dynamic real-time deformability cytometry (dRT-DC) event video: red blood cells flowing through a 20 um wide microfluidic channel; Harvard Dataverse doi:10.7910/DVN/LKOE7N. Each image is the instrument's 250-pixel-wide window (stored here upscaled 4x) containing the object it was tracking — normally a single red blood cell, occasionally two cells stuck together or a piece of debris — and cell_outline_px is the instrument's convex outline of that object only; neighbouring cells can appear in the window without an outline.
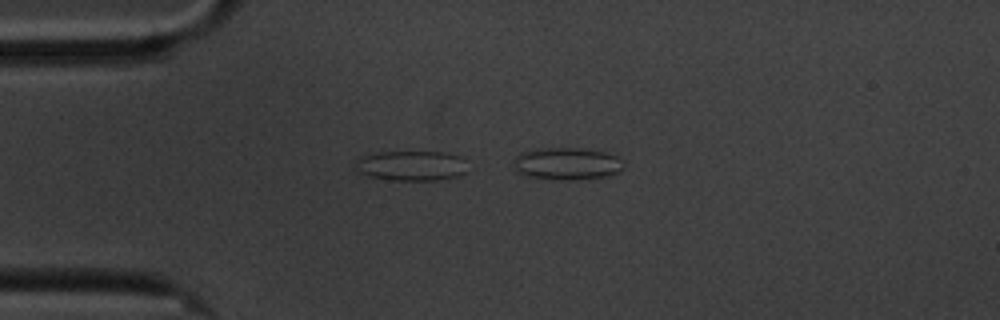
{"species": "common noctule bat (a hibernating species)", "species_latin": "Nyctalus noctula", "temperature_condition": "cold", "stored_images_in_passage": 16, "segment_of_instrument_passage": [1, 2], "camera_frame_rate_fps": 3000, "um_per_image_px": 0.085, "animal": {"sex": "male", "body_mass_g": 20.1, "forearm_length_mm": 53.5}, "frame": {"image": 1, "passage_image": 13, "time_ms": 4.0, "image_size_px": [1000, 320], "cell_outline_px": [[464, 172], [460, 176], [436, 180], [388, 180], [368, 176], [356, 172], [352, 168], [356, 160], [360, 156], [380, 152], [444, 152], [460, 156]], "centroid_in_image_um": [34.83, 14.09], "position_along_channel_um": 50.2, "area_um2": 19.65}}